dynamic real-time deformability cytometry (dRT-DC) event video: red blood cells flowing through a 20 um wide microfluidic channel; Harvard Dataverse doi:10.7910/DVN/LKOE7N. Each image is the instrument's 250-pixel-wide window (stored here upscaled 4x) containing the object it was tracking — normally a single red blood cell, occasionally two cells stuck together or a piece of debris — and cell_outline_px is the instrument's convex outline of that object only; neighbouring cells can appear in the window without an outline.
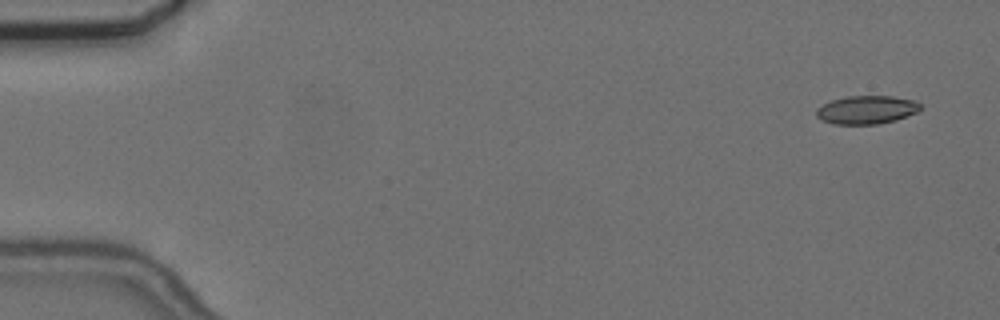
{"species": "common noctule bat (a hibernating species)", "species_latin": "Nyctalus noctula", "temperature_condition": "cold", "stored_images_in_passage": 54, "camera_frame_rate_fps": 3000, "um_per_image_px": 0.085, "animal": {"sex": "female", "body_mass_g": 24.6, "forearm_length_mm": 56.2}, "frame": {"image": 1, "passage_image": 1, "time_ms": 0.0, "image_size_px": [1000, 320], "cell_outline_px": [[924, 108], [916, 112], [896, 120], [880, 124], [832, 124], [820, 120], [816, 116], [816, 108], [832, 100], [848, 96], [892, 96], [916, 100]], "centroid_in_image_um": [73.67, 9.33], "position_along_channel_um": 11.3, "area_um2": 17.34}}
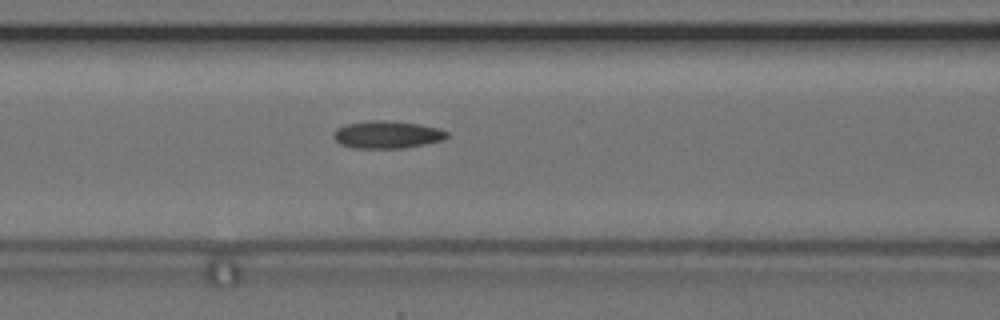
{"frame": {"image": 2, "passage_image": 22, "time_ms": 7.0, "image_size_px": [1000, 320], "cell_outline_px": [[448, 136], [444, 140], [404, 148], [352, 148], [340, 144], [332, 136], [332, 132], [336, 128], [344, 124], [368, 120], [384, 120], [420, 124], [440, 128], [448, 132]], "centroid_in_image_um": [32.88, 11.43], "position_along_channel_um": 133.7, "area_um2": 18.44}}
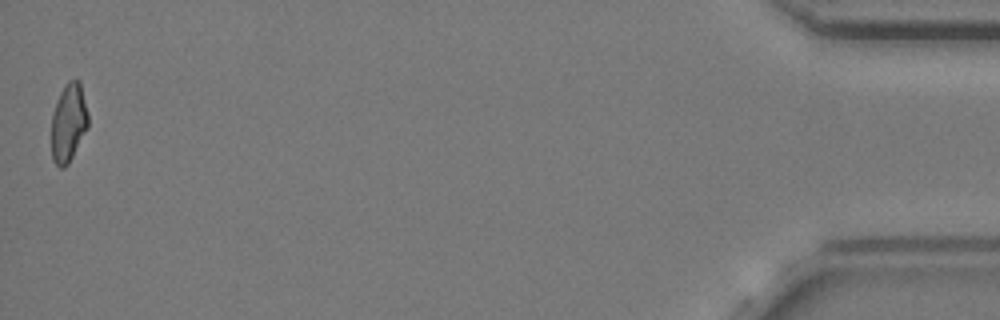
{"frame": {"image": 3, "passage_image": 54, "time_ms": 17.667, "image_size_px": [1000, 320], "cell_outline_px": [[88, 128], [68, 164], [64, 168], [60, 168], [52, 160], [52, 116], [56, 100], [64, 84], [68, 80], [80, 80], [88, 112]], "centroid_in_image_um": [5.83, 10.41], "position_along_channel_um": 429.4, "area_um2": 16.94}, "authors_computed_cell_mechanics": {"area_um2": 17.5134, "velocity_mm_per_s": 3.6628, "shape_relaxation_time_tau1_ms": 11.2795, "shape_relaxation_time_tau2_ms": 3.1843, "deformation_change_tau1": 0.2004, "deformation_change_tau2": 0.103}}